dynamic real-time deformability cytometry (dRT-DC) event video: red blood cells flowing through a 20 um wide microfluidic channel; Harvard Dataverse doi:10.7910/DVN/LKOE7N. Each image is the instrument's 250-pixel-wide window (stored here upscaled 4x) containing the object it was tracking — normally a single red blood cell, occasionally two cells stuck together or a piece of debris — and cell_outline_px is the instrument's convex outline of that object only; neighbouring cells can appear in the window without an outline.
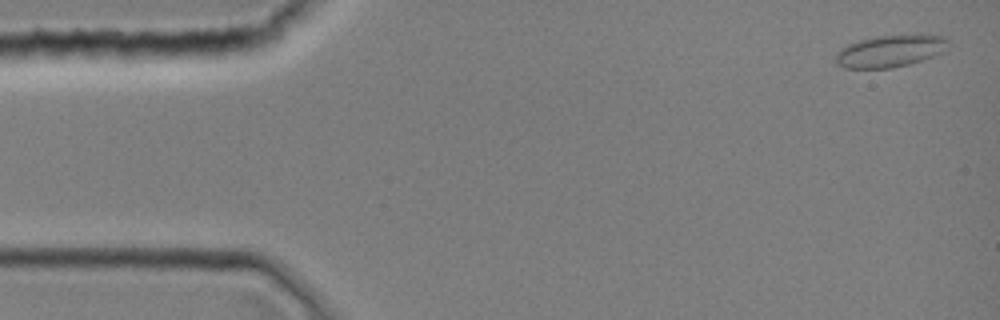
{"species": "common noctule bat (a hibernating species)", "species_latin": "Nyctalus noctula", "temperature_condition": "room temperature", "stored_images_in_passage": 11, "camera_frame_rate_fps": 3000, "um_per_image_px": 0.085, "animal": {"sex": "female", "body_mass_g": 19.0, "forearm_length_mm": 51.5}, "frame": {"image": 1, "passage_image": 2, "time_ms": 0.333, "image_size_px": [1000, 320], "cell_outline_px": [[948, 48], [932, 56], [908, 64], [892, 68], [844, 68], [836, 64], [836, 52], [840, 48], [848, 44], [860, 40], [876, 36], [916, 32], [920, 32], [944, 36], [948, 40]], "centroid_in_image_um": [75.69, 4.29], "position_along_channel_um": 9.3, "area_um2": 21.56}}
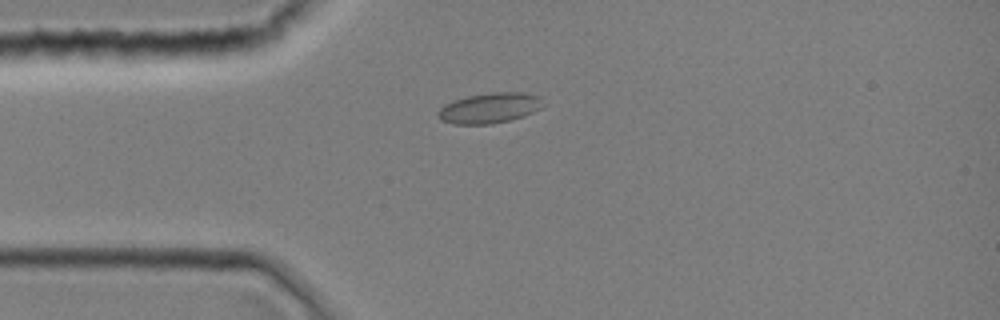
{"frame": {"image": 2, "passage_image": 10, "time_ms": 3.0, "image_size_px": [1000, 320], "cell_outline_px": [[540, 108], [524, 116], [512, 120], [492, 124], [452, 124], [440, 120], [436, 116], [436, 112], [444, 104], [452, 100], [468, 96], [492, 92], [524, 92], [540, 96]], "centroid_in_image_um": [41.55, 9.19], "position_along_channel_um": 43.5, "area_um2": 18.73}}